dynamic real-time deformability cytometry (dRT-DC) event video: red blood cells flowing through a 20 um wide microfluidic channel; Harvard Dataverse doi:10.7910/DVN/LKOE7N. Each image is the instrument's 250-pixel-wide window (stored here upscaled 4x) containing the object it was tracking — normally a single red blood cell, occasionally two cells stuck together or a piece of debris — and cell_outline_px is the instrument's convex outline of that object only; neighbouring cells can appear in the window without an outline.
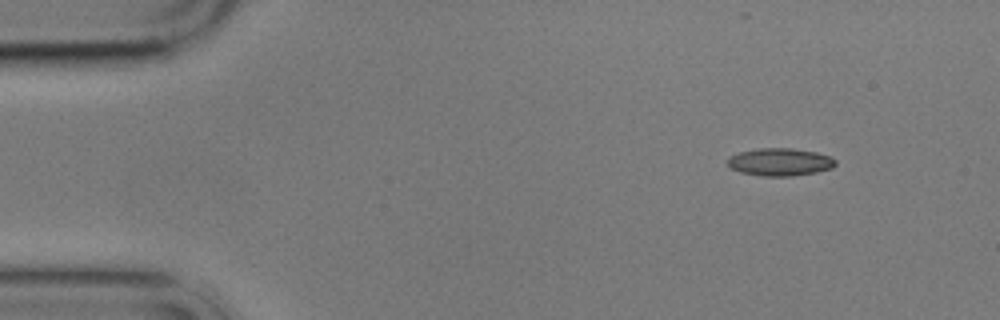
{"species": "common noctule bat (a hibernating species)", "species_latin": "Nyctalus noctula", "temperature_condition": "cold", "stored_images_in_passage": 4, "camera_frame_rate_fps": 3000, "um_per_image_px": 0.085, "animal": {"sex": "male", "body_mass_g": 17.9}, "frame": {"image": 1, "passage_image": 1, "time_ms": 0.0, "image_size_px": [1000, 320], "cell_outline_px": [[836, 164], [832, 168], [816, 172], [792, 176], [760, 176], [740, 172], [732, 168], [728, 164], [728, 160], [732, 156], [740, 152], [760, 148], [792, 148], [816, 152], [832, 156], [836, 160]], "centroid_in_image_um": [66.35, 13.77], "position_along_channel_um": 18.7, "area_um2": 17.34}}
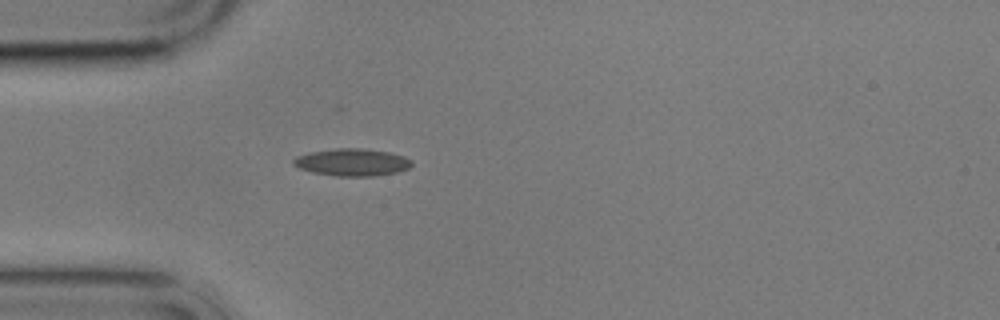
{"frame": {"image": 2, "passage_image": 4, "time_ms": 3.333, "image_size_px": [1000, 320], "cell_outline_px": [[412, 164], [408, 168], [396, 172], [372, 176], [336, 176], [312, 172], [300, 168], [292, 164], [292, 160], [296, 156], [308, 152], [336, 148], [364, 148], [388, 152], [404, 156], [412, 160]], "centroid_in_image_um": [29.9, 13.78], "position_along_channel_um": 55.1, "area_um2": 18.84}}